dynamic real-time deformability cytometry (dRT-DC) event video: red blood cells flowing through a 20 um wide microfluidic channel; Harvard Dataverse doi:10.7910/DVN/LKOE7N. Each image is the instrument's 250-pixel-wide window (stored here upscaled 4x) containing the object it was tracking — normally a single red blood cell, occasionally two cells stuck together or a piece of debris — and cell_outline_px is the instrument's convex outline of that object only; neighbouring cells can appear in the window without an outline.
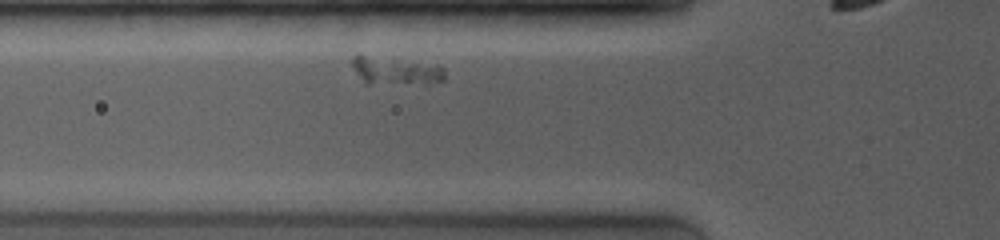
{"species": "common noctule bat (a hibernating species)", "species_latin": "Nyctalus noctula", "temperature_condition": "room temperature", "stored_images_in_passage": 54, "camera_frame_rate_fps": 4000, "um_per_image_px": 0.085, "animal": {"sex": "female", "body_mass_g": 19.0, "forearm_length_mm": 53.3}, "frame": {"image": 1, "passage_image": 9, "time_ms": 1.0, "image_size_px": [1000, 240], "cell_outline_px": [[444, 80], [428, 84], [368, 84], [356, 72], [352, 64], [352, 56], [360, 52], [436, 64], [444, 68]], "centroid_in_image_um": [33.61, 5.97], "position_along_channel_um": 92.2, "area_um2": 15.84}}
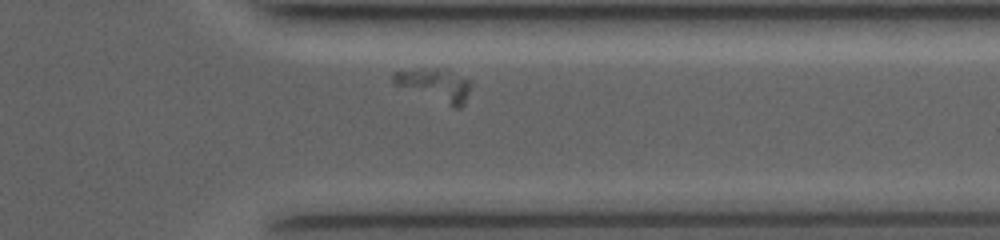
{"frame": {"image": 2, "passage_image": 49, "time_ms": 8.5, "image_size_px": [1000, 240], "cell_outline_px": [[472, 84], [464, 104], [460, 108], [452, 108], [392, 84], [392, 76], [396, 72], [420, 68], [448, 68], [472, 80]], "centroid_in_image_um": [37.02, 7.22], "position_along_channel_um": 374.4, "area_um2": 15.49}}
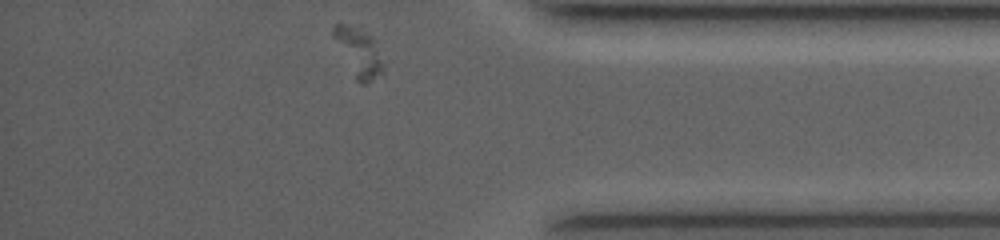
{"frame": {"image": 3, "passage_image": 54, "time_ms": 9.5, "image_size_px": [1000, 240], "cell_outline_px": [[384, 72], [364, 84], [360, 84], [356, 80], [332, 36], [332, 28], [336, 24], [360, 24], [376, 40], [384, 64]], "centroid_in_image_um": [30.52, 4.37], "position_along_channel_um": 404.7, "area_um2": 14.51}}